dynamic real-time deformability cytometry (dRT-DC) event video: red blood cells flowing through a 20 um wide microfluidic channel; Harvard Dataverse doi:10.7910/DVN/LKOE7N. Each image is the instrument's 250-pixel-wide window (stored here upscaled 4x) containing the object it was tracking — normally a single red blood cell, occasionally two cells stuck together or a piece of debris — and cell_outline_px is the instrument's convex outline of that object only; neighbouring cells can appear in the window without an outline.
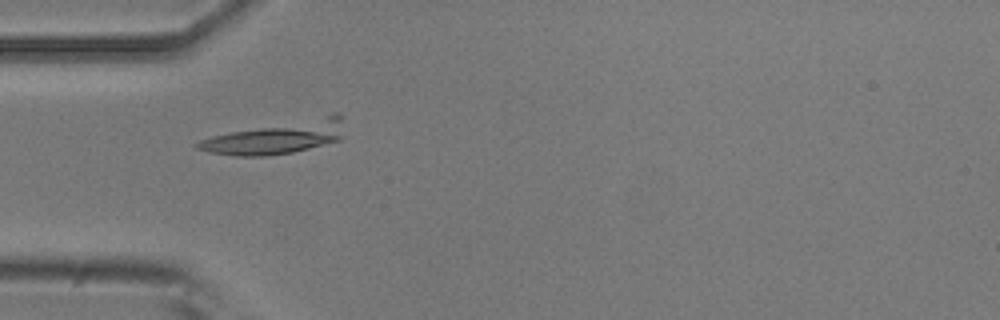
{"species": "common noctule bat (a hibernating species)", "species_latin": "Nyctalus noctula", "temperature_condition": "room temperature", "stored_images_in_passage": 6, "camera_frame_rate_fps": 3000, "um_per_image_px": 0.085, "animal": {"sex": "male", "body_mass_g": 20.5, "forearm_length_mm": 52.5}, "frame": {"image": 1, "passage_image": 5, "time_ms": 5.0, "image_size_px": [1000, 320], "cell_outline_px": [[344, 136], [340, 140], [292, 152], [264, 156], [236, 156], [208, 152], [196, 148], [192, 144], [200, 140], [212, 136], [332, 112], [340, 112]], "centroid_in_image_um": [23.55, 11.66], "position_along_channel_um": 61.4, "area_um2": 27.98}}
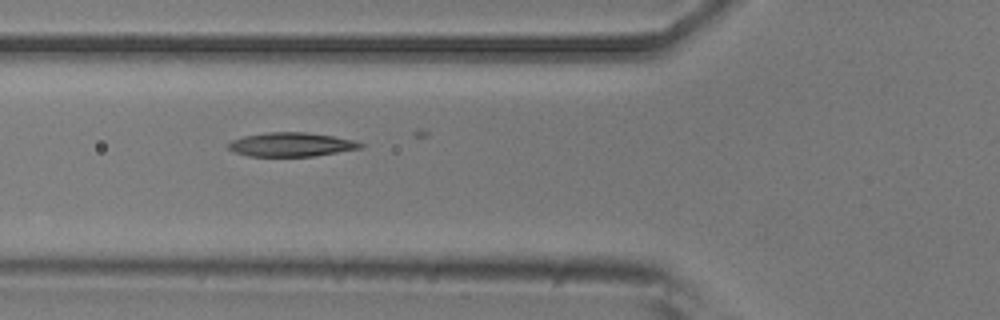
{"frame": {"image": 2, "passage_image": 6, "time_ms": 6.0, "image_size_px": [1000, 320], "cell_outline_px": [[364, 144], [360, 148], [312, 156], [248, 156], [236, 152], [228, 148], [228, 144], [232, 140], [244, 136], [268, 132], [308, 132], [332, 136], [352, 140]], "centroid_in_image_um": [24.72, 12.28], "position_along_channel_um": 101.1, "area_um2": 18.15}}